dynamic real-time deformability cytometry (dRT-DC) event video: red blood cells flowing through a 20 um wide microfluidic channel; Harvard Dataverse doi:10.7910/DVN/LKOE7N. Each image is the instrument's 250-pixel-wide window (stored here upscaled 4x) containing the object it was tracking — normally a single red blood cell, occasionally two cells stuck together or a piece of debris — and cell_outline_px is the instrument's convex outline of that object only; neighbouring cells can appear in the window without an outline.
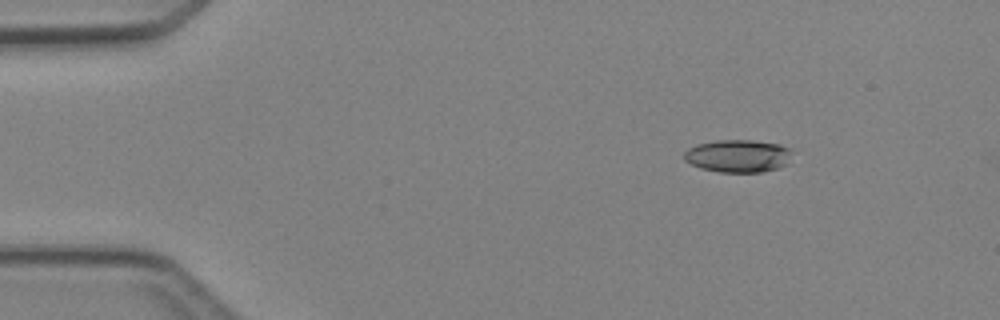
{"species": "Egyptian fruit bat (a non-hibernating species)", "species_latin": "Rousettus aegyptiacus", "temperature_condition": "cold", "stored_images_in_passage": 4, "camera_frame_rate_fps": 3000, "um_per_image_px": 0.085, "animal": {"sex": "female"}, "frame": {"image": 1, "passage_image": 2, "time_ms": 1.0, "image_size_px": [1000, 320], "cell_outline_px": [[792, 152], [784, 164], [776, 168], [760, 172], [720, 172], [700, 168], [684, 160], [684, 152], [688, 148], [696, 144], [716, 140], [752, 140], [780, 144], [788, 148]], "centroid_in_image_um": [62.67, 13.24], "position_along_channel_um": 22.3, "area_um2": 20.4}}
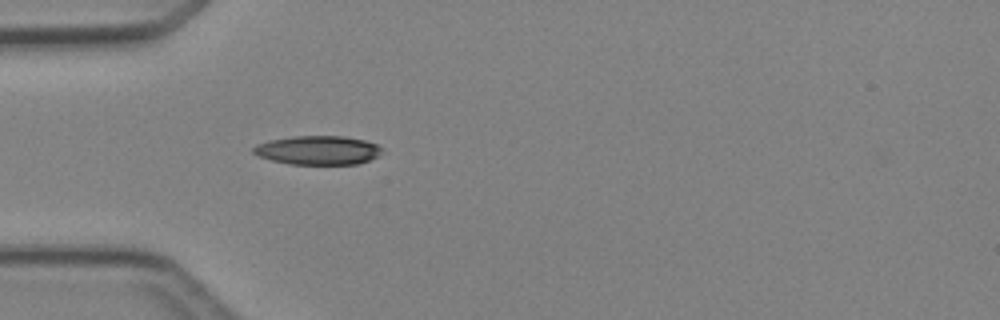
{"frame": {"image": 2, "passage_image": 4, "time_ms": 3.667, "image_size_px": [1000, 320], "cell_outline_px": [[380, 152], [376, 156], [360, 164], [288, 164], [256, 156], [252, 152], [252, 148], [256, 144], [268, 140], [292, 136], [344, 136], [364, 140], [376, 144], [380, 148]], "centroid_in_image_um": [26.95, 12.76], "position_along_channel_um": 58.1, "area_um2": 21.68}}